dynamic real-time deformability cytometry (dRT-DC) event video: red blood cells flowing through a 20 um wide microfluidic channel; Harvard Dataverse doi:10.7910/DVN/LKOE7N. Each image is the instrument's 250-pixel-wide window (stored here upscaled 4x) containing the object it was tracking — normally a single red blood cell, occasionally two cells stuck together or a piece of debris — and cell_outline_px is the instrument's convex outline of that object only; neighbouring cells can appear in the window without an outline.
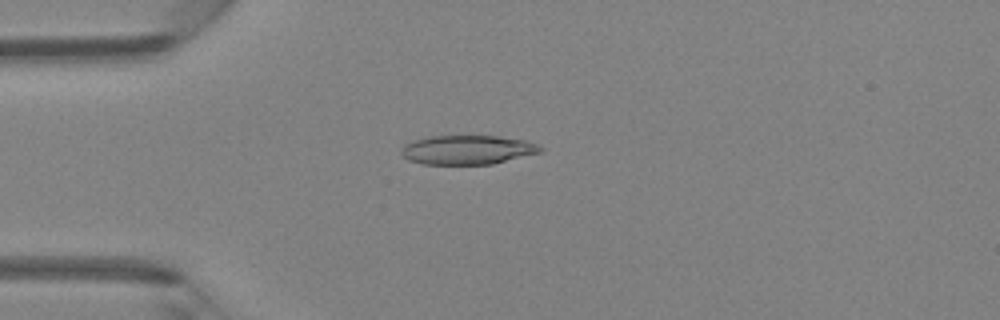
{"species": "Egyptian fruit bat (a non-hibernating species)", "species_latin": "Rousettus aegyptiacus", "temperature_condition": "room temperature", "stored_images_in_passage": 46, "camera_frame_rate_fps": 3000, "um_per_image_px": 0.085, "animal": {"sex": "female"}, "frame": {"image": 1, "passage_image": 12, "time_ms": 3.667, "image_size_px": [1000, 320], "cell_outline_px": [[544, 148], [540, 152], [492, 164], [424, 164], [408, 160], [400, 152], [400, 148], [404, 144], [412, 140], [428, 136], [500, 136], [524, 140], [536, 144]], "centroid_in_image_um": [39.68, 12.73], "position_along_channel_um": 45.3, "area_um2": 23.64}}
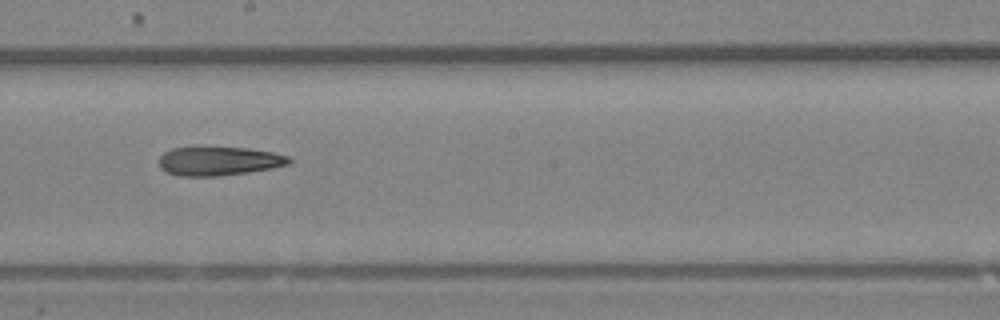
{"frame": {"image": 2, "passage_image": 26, "time_ms": 8.333, "image_size_px": [1000, 320], "cell_outline_px": [[292, 160], [288, 164], [272, 168], [248, 172], [220, 176], [180, 176], [164, 172], [160, 168], [160, 156], [164, 152], [172, 148], [196, 144], [248, 148], [272, 152], [288, 156]], "centroid_in_image_um": [18.53, 13.65], "position_along_channel_um": 229.7, "area_um2": 22.77}}
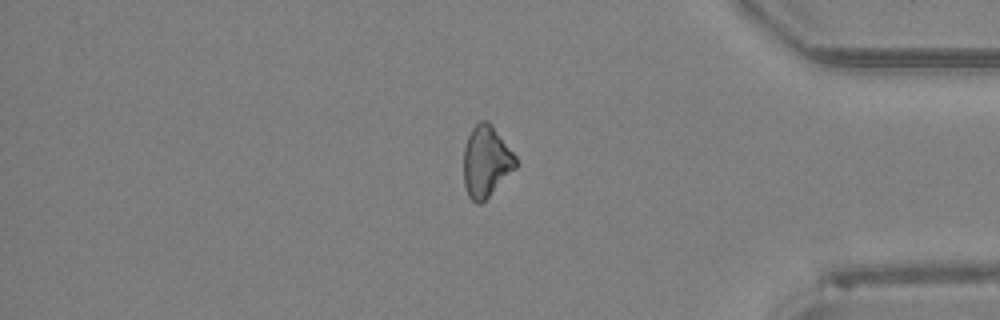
{"frame": {"image": 3, "passage_image": 39, "time_ms": 12.667, "image_size_px": [1000, 320], "cell_outline_px": [[516, 168], [480, 204], [476, 204], [468, 196], [464, 184], [464, 148], [468, 136], [472, 128], [480, 120], [488, 120], [492, 124], [516, 156]], "centroid_in_image_um": [41.31, 13.7], "position_along_channel_um": 393.9, "area_um2": 21.5}, "authors_computed_cell_mechanics": {"area_um2": 22.9755, "velocity_mm_per_s": 4.3631, "shape_relaxation_time_tau1_ms": 6.6748, "shape_relaxation_time_tau2_ms": null, "deformation_change_tau1": 0.1715, "deformation_change_tau2": null}}